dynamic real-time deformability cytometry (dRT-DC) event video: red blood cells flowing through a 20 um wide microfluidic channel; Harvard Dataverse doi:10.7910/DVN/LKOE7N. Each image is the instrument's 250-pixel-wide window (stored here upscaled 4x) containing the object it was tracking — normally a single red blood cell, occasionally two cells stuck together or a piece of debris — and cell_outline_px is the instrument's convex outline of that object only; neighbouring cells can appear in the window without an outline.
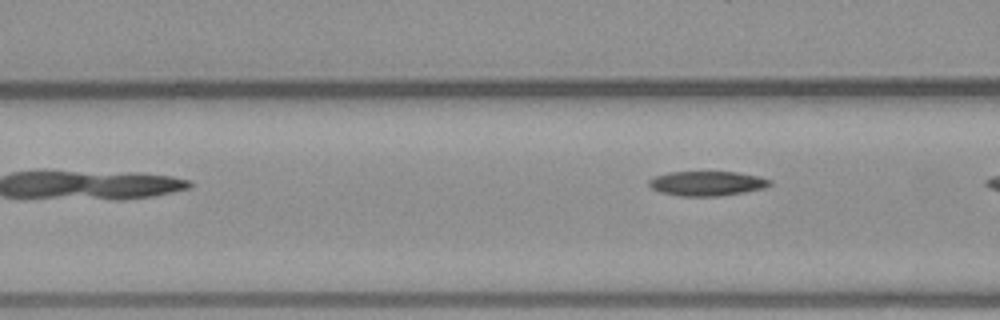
{"species": "common noctule bat (a hibernating species)", "species_latin": "Nyctalus noctula", "temperature_condition": "warm", "stored_images_in_passage": 5, "camera_frame_rate_fps": 3000, "um_per_image_px": 0.085, "animal": {"sex": "male", "body_mass_g": 23.1, "forearm_length_mm": 52.7}, "frame": {"image": 1, "passage_image": 5, "time_ms": 4.667, "image_size_px": [1000, 320], "cell_outline_px": [[772, 184], [764, 188], [744, 192], [720, 196], [680, 196], [660, 192], [652, 188], [648, 184], [648, 180], [652, 176], [668, 172], [736, 172], [756, 176], [772, 180]], "centroid_in_image_um": [60.06, 15.59], "position_along_channel_um": 106.5, "area_um2": 17.4}}